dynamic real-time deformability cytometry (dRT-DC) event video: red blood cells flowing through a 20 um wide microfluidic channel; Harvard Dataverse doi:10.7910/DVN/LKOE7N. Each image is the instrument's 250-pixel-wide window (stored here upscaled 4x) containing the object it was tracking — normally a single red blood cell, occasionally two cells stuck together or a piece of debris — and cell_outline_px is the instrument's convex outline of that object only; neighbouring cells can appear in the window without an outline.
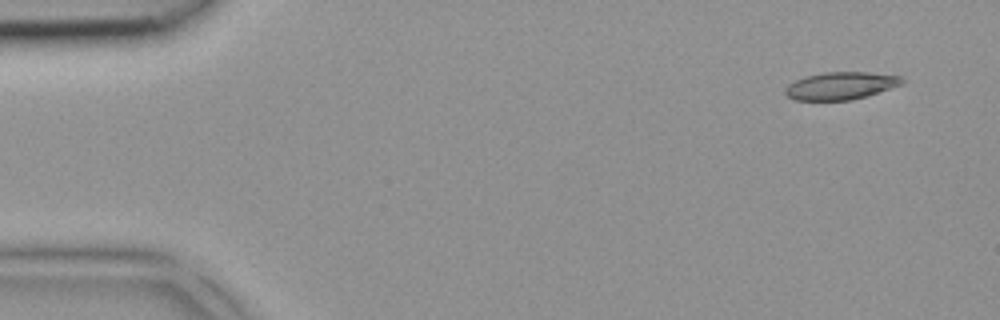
{"species": "common noctule bat (a hibernating species)", "species_latin": "Nyctalus noctula", "temperature_condition": "room temperature", "stored_images_in_passage": 3, "camera_frame_rate_fps": 3000, "um_per_image_px": 0.085, "animal": {"sex": "female", "body_mass_g": 18.4}, "frame": {"image": 1, "passage_image": 1, "time_ms": 0.0, "image_size_px": [1000, 320], "cell_outline_px": [[904, 84], [868, 96], [852, 100], [796, 100], [788, 96], [784, 92], [784, 88], [788, 84], [804, 76], [824, 72], [868, 72], [900, 76], [904, 80]], "centroid_in_image_um": [71.47, 7.29], "position_along_channel_um": 13.5, "area_um2": 18.9}}